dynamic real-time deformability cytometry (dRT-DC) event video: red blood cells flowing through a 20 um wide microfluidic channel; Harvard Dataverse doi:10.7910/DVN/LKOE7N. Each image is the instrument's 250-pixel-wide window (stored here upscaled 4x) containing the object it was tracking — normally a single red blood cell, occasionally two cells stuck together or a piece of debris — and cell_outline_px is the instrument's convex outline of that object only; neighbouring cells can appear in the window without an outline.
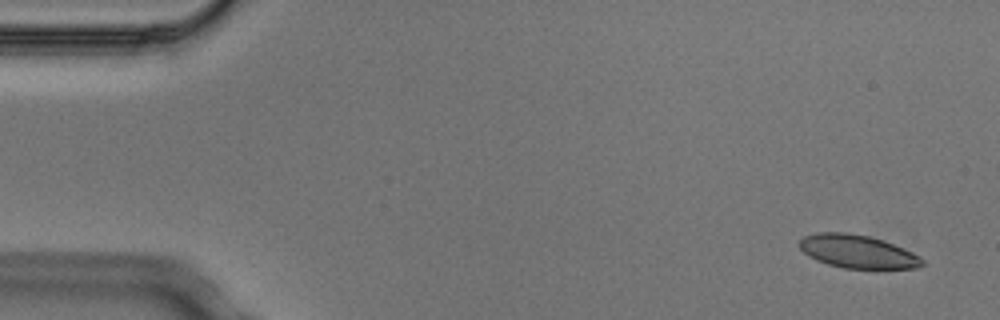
{"species": "Egyptian fruit bat (a non-hibernating species)", "species_latin": "Rousettus aegyptiacus", "temperature_condition": "cold", "stored_images_in_passage": 4, "camera_frame_rate_fps": 3000, "um_per_image_px": 0.085, "animal": {"sex": "male"}, "frame": {"image": 1, "passage_image": 1, "time_ms": 0.0, "image_size_px": [1000, 320], "cell_outline_px": [[924, 264], [916, 268], [844, 268], [828, 264], [816, 260], [808, 256], [796, 244], [804, 236], [816, 232], [848, 232], [868, 236], [884, 240], [904, 248], [912, 252], [924, 260]], "centroid_in_image_um": [72.85, 21.36], "position_along_channel_um": 12.1, "area_um2": 23.81}}
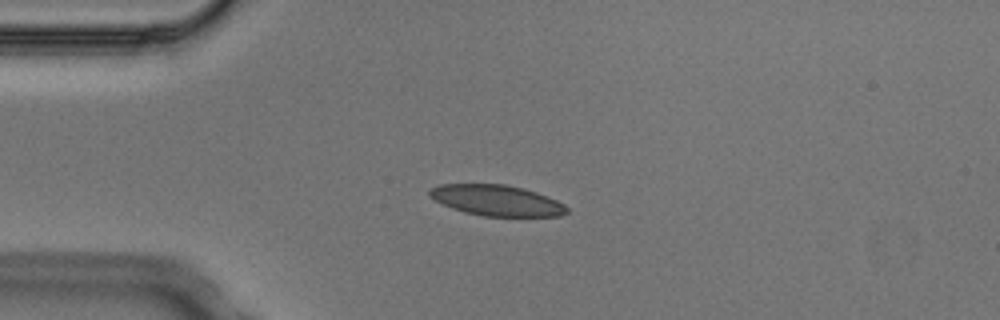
{"frame": {"image": 2, "passage_image": 4, "time_ms": 1.0, "image_size_px": [1000, 320], "cell_outline_px": [[568, 212], [560, 216], [484, 216], [464, 212], [452, 208], [428, 196], [428, 192], [432, 188], [440, 184], [504, 184], [524, 188], [536, 192], [556, 200], [564, 204], [568, 208]], "centroid_in_image_um": [42.22, 17.03], "position_along_channel_um": 42.8, "area_um2": 24.51}}